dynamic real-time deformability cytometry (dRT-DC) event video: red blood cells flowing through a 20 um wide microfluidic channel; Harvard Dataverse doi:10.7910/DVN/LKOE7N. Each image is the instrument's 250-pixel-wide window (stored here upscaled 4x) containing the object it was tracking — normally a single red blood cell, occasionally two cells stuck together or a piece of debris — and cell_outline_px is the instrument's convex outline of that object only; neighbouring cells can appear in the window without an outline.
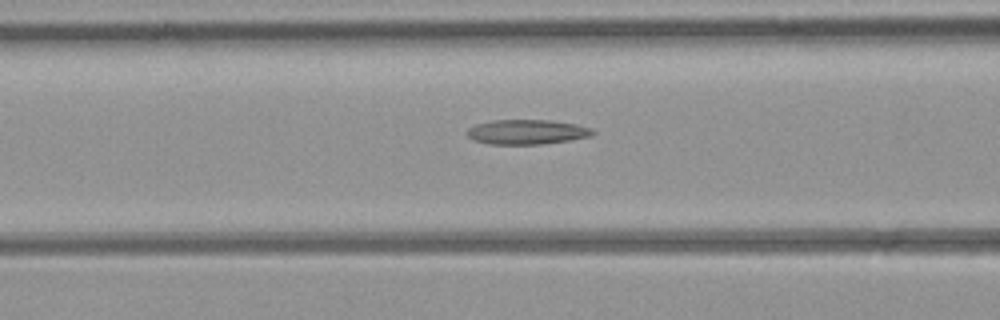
{"species": "common noctule bat (a hibernating species)", "species_latin": "Nyctalus noctula", "temperature_condition": "room temperature", "stored_images_in_passage": 42, "camera_frame_rate_fps": 3000, "um_per_image_px": 0.085, "animal": {"sex": "female", "body_mass_g": 21.9}, "frame": {"image": 1, "passage_image": 21, "time_ms": 6.667, "image_size_px": [1000, 320], "cell_outline_px": [[596, 132], [592, 136], [568, 140], [540, 144], [488, 144], [472, 140], [464, 132], [468, 128], [476, 124], [492, 120], [548, 120], [576, 124], [592, 128]], "centroid_in_image_um": [44.75, 11.21], "position_along_channel_um": 121.8, "area_um2": 18.21}}
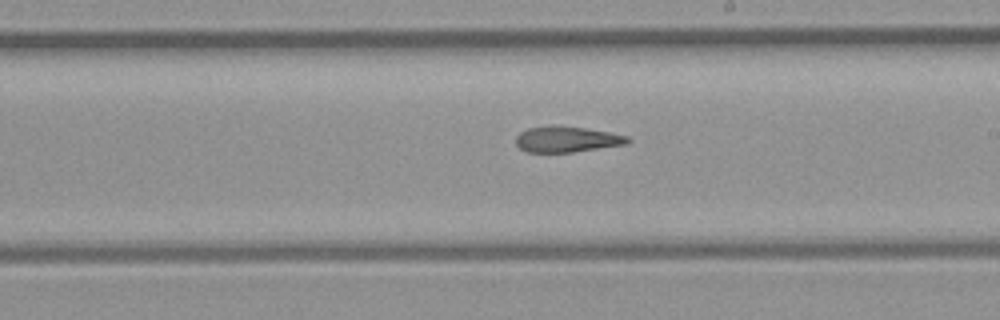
{"frame": {"image": 2, "passage_image": 30, "time_ms": 9.667, "image_size_px": [1000, 320], "cell_outline_px": [[632, 140], [628, 144], [572, 152], [524, 152], [516, 144], [516, 136], [520, 132], [528, 128], [552, 124], [584, 128], [608, 132], [628, 136]], "centroid_in_image_um": [48.17, 11.83], "position_along_channel_um": 240.8, "area_um2": 16.99}}
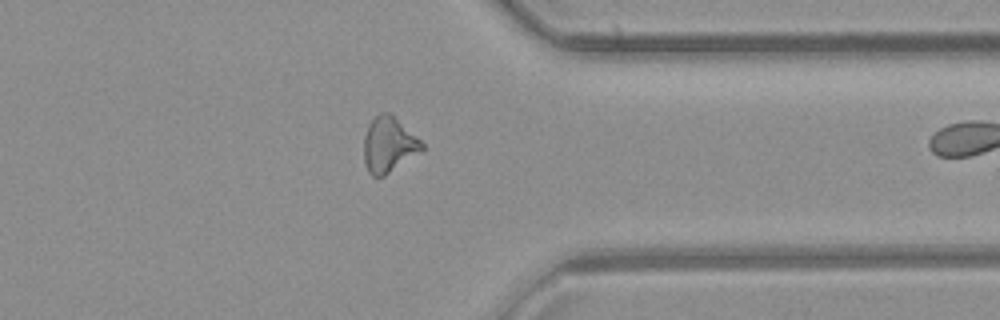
{"frame": {"image": 3, "passage_image": 41, "time_ms": 13.333, "image_size_px": [1000, 320], "cell_outline_px": [[424, 148], [384, 176], [372, 176], [368, 172], [364, 160], [364, 136], [368, 124], [380, 112], [388, 112], [420, 140], [424, 144]], "centroid_in_image_um": [33.0, 12.3], "position_along_channel_um": 378.4, "area_um2": 18.21}}